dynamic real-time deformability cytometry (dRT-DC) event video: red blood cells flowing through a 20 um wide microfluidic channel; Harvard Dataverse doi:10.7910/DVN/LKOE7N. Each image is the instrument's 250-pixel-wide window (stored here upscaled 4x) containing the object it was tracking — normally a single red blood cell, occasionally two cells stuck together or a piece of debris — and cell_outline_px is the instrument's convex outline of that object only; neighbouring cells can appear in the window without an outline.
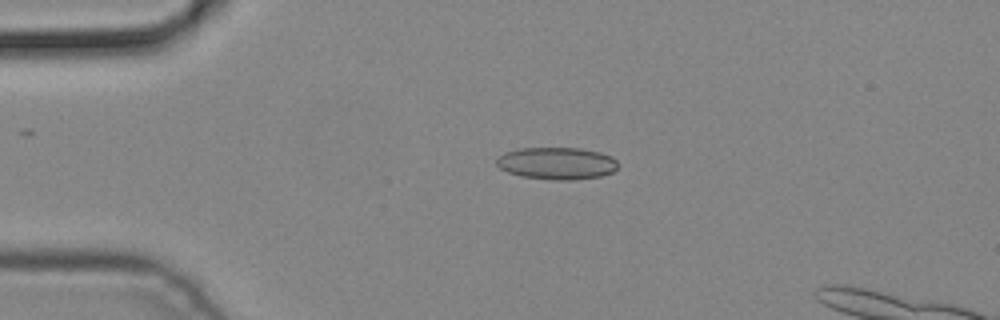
{"species": "common noctule bat (a hibernating species)", "species_latin": "Nyctalus noctula", "temperature_condition": "cold", "stored_images_in_passage": 2, "camera_frame_rate_fps": 3000, "um_per_image_px": 0.085, "animal": {"sex": "male", "body_mass_g": 19.2, "forearm_length_mm": 51.8}, "frame": {"image": 1, "passage_image": 1, "time_ms": 0.0, "image_size_px": [1000, 320], "cell_outline_px": [[620, 164], [612, 172], [600, 176], [572, 180], [552, 180], [520, 176], [508, 172], [500, 168], [496, 164], [496, 160], [504, 152], [520, 148], [580, 148], [600, 152], [612, 156]], "centroid_in_image_um": [47.34, 13.88], "position_along_channel_um": 37.7, "area_um2": 22.89}}